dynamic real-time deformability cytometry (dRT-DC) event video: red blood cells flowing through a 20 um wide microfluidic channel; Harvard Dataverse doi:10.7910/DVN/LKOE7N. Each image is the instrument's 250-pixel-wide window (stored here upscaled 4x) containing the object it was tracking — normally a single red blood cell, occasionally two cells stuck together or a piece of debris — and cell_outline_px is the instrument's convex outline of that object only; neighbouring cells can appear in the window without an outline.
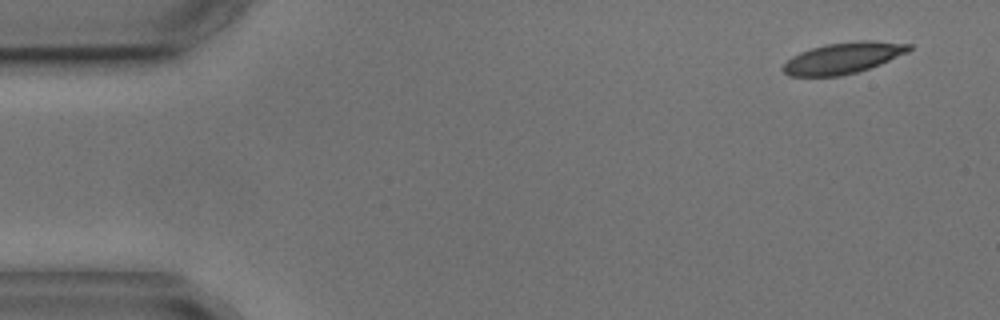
{"species": "common noctule bat (a hibernating species)", "species_latin": "Nyctalus noctula", "temperature_condition": "cold", "stored_images_in_passage": 3, "camera_frame_rate_fps": 3000, "um_per_image_px": 0.085, "animal": {"sex": "male", "body_mass_g": 17.9, "forearm_length_mm": 54.2}, "frame": {"image": 1, "passage_image": 1, "time_ms": 0.0, "image_size_px": [1000, 320], "cell_outline_px": [[912, 48], [908, 52], [880, 64], [856, 72], [840, 76], [788, 76], [780, 68], [792, 56], [800, 52], [824, 44], [856, 40], [868, 40], [912, 44]], "centroid_in_image_um": [71.65, 4.92], "position_along_channel_um": 13.3, "area_um2": 22.89}}